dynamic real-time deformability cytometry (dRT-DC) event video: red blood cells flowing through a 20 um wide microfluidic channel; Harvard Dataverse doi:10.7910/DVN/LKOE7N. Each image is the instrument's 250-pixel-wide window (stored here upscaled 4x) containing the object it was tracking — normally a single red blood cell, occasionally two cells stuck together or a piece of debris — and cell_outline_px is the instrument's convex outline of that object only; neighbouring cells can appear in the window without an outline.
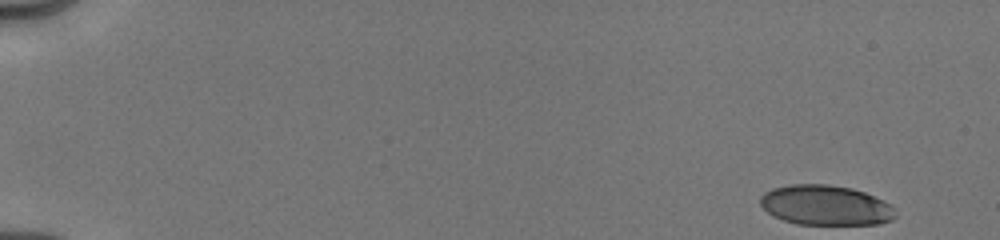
{"species": "human", "species_latin": "Homo sapiens", "temperature_condition": "cold", "stored_images_in_passage": 7, "camera_frame_rate_fps": 3000, "um_per_image_px": 0.085, "donor": {"sex": "male"}, "frame": {"image": 1, "passage_image": 1, "time_ms": 0.0, "image_size_px": [1000, 240], "cell_outline_px": [[896, 216], [892, 220], [880, 224], [796, 224], [784, 220], [768, 212], [760, 204], [760, 196], [764, 192], [772, 188], [792, 184], [828, 184], [852, 188], [864, 192], [884, 200], [892, 204], [896, 208]], "centroid_in_image_um": [70.22, 17.44], "position_along_channel_um": 14.8, "area_um2": 31.73}}